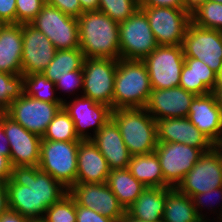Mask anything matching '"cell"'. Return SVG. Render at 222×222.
I'll return each mask as SVG.
<instances>
[{
    "label": "cell",
    "mask_w": 222,
    "mask_h": 222,
    "mask_svg": "<svg viewBox=\"0 0 222 222\" xmlns=\"http://www.w3.org/2000/svg\"><path fill=\"white\" fill-rule=\"evenodd\" d=\"M155 153L160 162L164 181L176 188L195 166L203 152L183 143L158 142Z\"/></svg>",
    "instance_id": "cell-13"
},
{
    "label": "cell",
    "mask_w": 222,
    "mask_h": 222,
    "mask_svg": "<svg viewBox=\"0 0 222 222\" xmlns=\"http://www.w3.org/2000/svg\"><path fill=\"white\" fill-rule=\"evenodd\" d=\"M46 3L71 17L78 18L83 13L79 0H46Z\"/></svg>",
    "instance_id": "cell-40"
},
{
    "label": "cell",
    "mask_w": 222,
    "mask_h": 222,
    "mask_svg": "<svg viewBox=\"0 0 222 222\" xmlns=\"http://www.w3.org/2000/svg\"><path fill=\"white\" fill-rule=\"evenodd\" d=\"M22 24H4L0 29V71L22 74Z\"/></svg>",
    "instance_id": "cell-24"
},
{
    "label": "cell",
    "mask_w": 222,
    "mask_h": 222,
    "mask_svg": "<svg viewBox=\"0 0 222 222\" xmlns=\"http://www.w3.org/2000/svg\"><path fill=\"white\" fill-rule=\"evenodd\" d=\"M118 60L84 58L82 96L108 105L113 110V93Z\"/></svg>",
    "instance_id": "cell-9"
},
{
    "label": "cell",
    "mask_w": 222,
    "mask_h": 222,
    "mask_svg": "<svg viewBox=\"0 0 222 222\" xmlns=\"http://www.w3.org/2000/svg\"><path fill=\"white\" fill-rule=\"evenodd\" d=\"M207 0H184L183 11L192 19Z\"/></svg>",
    "instance_id": "cell-45"
},
{
    "label": "cell",
    "mask_w": 222,
    "mask_h": 222,
    "mask_svg": "<svg viewBox=\"0 0 222 222\" xmlns=\"http://www.w3.org/2000/svg\"><path fill=\"white\" fill-rule=\"evenodd\" d=\"M24 94L49 103H63L66 99L56 96V85L42 73L23 75Z\"/></svg>",
    "instance_id": "cell-31"
},
{
    "label": "cell",
    "mask_w": 222,
    "mask_h": 222,
    "mask_svg": "<svg viewBox=\"0 0 222 222\" xmlns=\"http://www.w3.org/2000/svg\"><path fill=\"white\" fill-rule=\"evenodd\" d=\"M42 140L80 141L75 131V125L69 113L62 107L49 123Z\"/></svg>",
    "instance_id": "cell-32"
},
{
    "label": "cell",
    "mask_w": 222,
    "mask_h": 222,
    "mask_svg": "<svg viewBox=\"0 0 222 222\" xmlns=\"http://www.w3.org/2000/svg\"><path fill=\"white\" fill-rule=\"evenodd\" d=\"M191 22L202 28L222 31V3L207 0Z\"/></svg>",
    "instance_id": "cell-35"
},
{
    "label": "cell",
    "mask_w": 222,
    "mask_h": 222,
    "mask_svg": "<svg viewBox=\"0 0 222 222\" xmlns=\"http://www.w3.org/2000/svg\"><path fill=\"white\" fill-rule=\"evenodd\" d=\"M151 91L148 70L142 60L118 59L113 110L145 108Z\"/></svg>",
    "instance_id": "cell-3"
},
{
    "label": "cell",
    "mask_w": 222,
    "mask_h": 222,
    "mask_svg": "<svg viewBox=\"0 0 222 222\" xmlns=\"http://www.w3.org/2000/svg\"><path fill=\"white\" fill-rule=\"evenodd\" d=\"M56 89L61 90L62 92H66L71 94H76L80 90V93H82L81 90H83V70H75L68 72V75H65L62 78H59V80L55 83ZM78 90V91H77Z\"/></svg>",
    "instance_id": "cell-39"
},
{
    "label": "cell",
    "mask_w": 222,
    "mask_h": 222,
    "mask_svg": "<svg viewBox=\"0 0 222 222\" xmlns=\"http://www.w3.org/2000/svg\"><path fill=\"white\" fill-rule=\"evenodd\" d=\"M193 199V202H194V207H195V211L198 215V217L203 221V222H206L209 220L210 216L208 217L207 215H204L202 213L203 211V207L204 209H206L205 207L208 208V211L209 209H213L211 210L210 209V213H212V211H214L213 213L215 212H218V214L216 213L217 215V219H222V202H219L220 199L222 201V187H218V188H214V189H211L210 191H207L205 193H201V194H197V195H194L192 197ZM218 200V201H217ZM216 201V202H214ZM209 202V203H208ZM212 203H215L216 205L214 206H217V204H219V206L217 207V209L219 210H216V207L213 206ZM208 204V205H207ZM211 204V205H210ZM210 205V206H209ZM209 206V207H208ZM214 207V208H213ZM220 207V208H219ZM216 210V211H215ZM207 217V218H206Z\"/></svg>",
    "instance_id": "cell-37"
},
{
    "label": "cell",
    "mask_w": 222,
    "mask_h": 222,
    "mask_svg": "<svg viewBox=\"0 0 222 222\" xmlns=\"http://www.w3.org/2000/svg\"><path fill=\"white\" fill-rule=\"evenodd\" d=\"M119 222H150V221H144V220H140V219H137L135 217H132L126 211L125 214L123 215V217L119 220ZM151 222H155V221H151Z\"/></svg>",
    "instance_id": "cell-51"
},
{
    "label": "cell",
    "mask_w": 222,
    "mask_h": 222,
    "mask_svg": "<svg viewBox=\"0 0 222 222\" xmlns=\"http://www.w3.org/2000/svg\"><path fill=\"white\" fill-rule=\"evenodd\" d=\"M100 0H79L81 5V10L83 12L87 11H98Z\"/></svg>",
    "instance_id": "cell-49"
},
{
    "label": "cell",
    "mask_w": 222,
    "mask_h": 222,
    "mask_svg": "<svg viewBox=\"0 0 222 222\" xmlns=\"http://www.w3.org/2000/svg\"><path fill=\"white\" fill-rule=\"evenodd\" d=\"M213 219H214V220H213ZM213 219H212V222H213V221H216V222H220V221H221V222H222V219H218L219 221H217V219H216V218H213ZM215 219H216V220H215ZM210 220H211V219H209V220H208V221H206V222H211Z\"/></svg>",
    "instance_id": "cell-54"
},
{
    "label": "cell",
    "mask_w": 222,
    "mask_h": 222,
    "mask_svg": "<svg viewBox=\"0 0 222 222\" xmlns=\"http://www.w3.org/2000/svg\"><path fill=\"white\" fill-rule=\"evenodd\" d=\"M217 83L218 75L207 64L196 58L185 57L180 87L195 95H206L216 88Z\"/></svg>",
    "instance_id": "cell-25"
},
{
    "label": "cell",
    "mask_w": 222,
    "mask_h": 222,
    "mask_svg": "<svg viewBox=\"0 0 222 222\" xmlns=\"http://www.w3.org/2000/svg\"><path fill=\"white\" fill-rule=\"evenodd\" d=\"M76 217L77 222H115L113 219L78 204H76Z\"/></svg>",
    "instance_id": "cell-41"
},
{
    "label": "cell",
    "mask_w": 222,
    "mask_h": 222,
    "mask_svg": "<svg viewBox=\"0 0 222 222\" xmlns=\"http://www.w3.org/2000/svg\"><path fill=\"white\" fill-rule=\"evenodd\" d=\"M195 96L180 86L152 89L145 109L155 120L188 117Z\"/></svg>",
    "instance_id": "cell-19"
},
{
    "label": "cell",
    "mask_w": 222,
    "mask_h": 222,
    "mask_svg": "<svg viewBox=\"0 0 222 222\" xmlns=\"http://www.w3.org/2000/svg\"><path fill=\"white\" fill-rule=\"evenodd\" d=\"M212 93L215 96L216 102L218 107L221 109L222 111V87H216Z\"/></svg>",
    "instance_id": "cell-50"
},
{
    "label": "cell",
    "mask_w": 222,
    "mask_h": 222,
    "mask_svg": "<svg viewBox=\"0 0 222 222\" xmlns=\"http://www.w3.org/2000/svg\"><path fill=\"white\" fill-rule=\"evenodd\" d=\"M185 57L207 64L217 75L222 70V31L202 28L190 22L182 43Z\"/></svg>",
    "instance_id": "cell-11"
},
{
    "label": "cell",
    "mask_w": 222,
    "mask_h": 222,
    "mask_svg": "<svg viewBox=\"0 0 222 222\" xmlns=\"http://www.w3.org/2000/svg\"><path fill=\"white\" fill-rule=\"evenodd\" d=\"M162 222H203L197 215L193 199L173 188L167 195Z\"/></svg>",
    "instance_id": "cell-29"
},
{
    "label": "cell",
    "mask_w": 222,
    "mask_h": 222,
    "mask_svg": "<svg viewBox=\"0 0 222 222\" xmlns=\"http://www.w3.org/2000/svg\"><path fill=\"white\" fill-rule=\"evenodd\" d=\"M106 183L125 211L146 188L131 174L128 168L110 170Z\"/></svg>",
    "instance_id": "cell-27"
},
{
    "label": "cell",
    "mask_w": 222,
    "mask_h": 222,
    "mask_svg": "<svg viewBox=\"0 0 222 222\" xmlns=\"http://www.w3.org/2000/svg\"><path fill=\"white\" fill-rule=\"evenodd\" d=\"M62 107L63 103L44 102L23 93L13 100L5 113L27 131L43 137L49 123Z\"/></svg>",
    "instance_id": "cell-12"
},
{
    "label": "cell",
    "mask_w": 222,
    "mask_h": 222,
    "mask_svg": "<svg viewBox=\"0 0 222 222\" xmlns=\"http://www.w3.org/2000/svg\"><path fill=\"white\" fill-rule=\"evenodd\" d=\"M112 169L128 168L131 155L116 122L110 118L91 138Z\"/></svg>",
    "instance_id": "cell-22"
},
{
    "label": "cell",
    "mask_w": 222,
    "mask_h": 222,
    "mask_svg": "<svg viewBox=\"0 0 222 222\" xmlns=\"http://www.w3.org/2000/svg\"><path fill=\"white\" fill-rule=\"evenodd\" d=\"M172 189V187H146L126 211L140 220L162 222L166 195Z\"/></svg>",
    "instance_id": "cell-26"
},
{
    "label": "cell",
    "mask_w": 222,
    "mask_h": 222,
    "mask_svg": "<svg viewBox=\"0 0 222 222\" xmlns=\"http://www.w3.org/2000/svg\"><path fill=\"white\" fill-rule=\"evenodd\" d=\"M24 93L23 75H13L0 71V111L5 112Z\"/></svg>",
    "instance_id": "cell-33"
},
{
    "label": "cell",
    "mask_w": 222,
    "mask_h": 222,
    "mask_svg": "<svg viewBox=\"0 0 222 222\" xmlns=\"http://www.w3.org/2000/svg\"><path fill=\"white\" fill-rule=\"evenodd\" d=\"M188 119L215 145L222 143V111L212 92L194 97Z\"/></svg>",
    "instance_id": "cell-21"
},
{
    "label": "cell",
    "mask_w": 222,
    "mask_h": 222,
    "mask_svg": "<svg viewBox=\"0 0 222 222\" xmlns=\"http://www.w3.org/2000/svg\"><path fill=\"white\" fill-rule=\"evenodd\" d=\"M0 154L10 158V148L8 144V139L1 124V113H0Z\"/></svg>",
    "instance_id": "cell-47"
},
{
    "label": "cell",
    "mask_w": 222,
    "mask_h": 222,
    "mask_svg": "<svg viewBox=\"0 0 222 222\" xmlns=\"http://www.w3.org/2000/svg\"><path fill=\"white\" fill-rule=\"evenodd\" d=\"M222 187V150L215 145L201 155L195 166L184 176L176 189L191 198Z\"/></svg>",
    "instance_id": "cell-10"
},
{
    "label": "cell",
    "mask_w": 222,
    "mask_h": 222,
    "mask_svg": "<svg viewBox=\"0 0 222 222\" xmlns=\"http://www.w3.org/2000/svg\"><path fill=\"white\" fill-rule=\"evenodd\" d=\"M111 118L119 127L131 156L155 152L158 144L156 120L145 108L114 109Z\"/></svg>",
    "instance_id": "cell-4"
},
{
    "label": "cell",
    "mask_w": 222,
    "mask_h": 222,
    "mask_svg": "<svg viewBox=\"0 0 222 222\" xmlns=\"http://www.w3.org/2000/svg\"><path fill=\"white\" fill-rule=\"evenodd\" d=\"M208 1H213V2L222 3V0H208Z\"/></svg>",
    "instance_id": "cell-55"
},
{
    "label": "cell",
    "mask_w": 222,
    "mask_h": 222,
    "mask_svg": "<svg viewBox=\"0 0 222 222\" xmlns=\"http://www.w3.org/2000/svg\"><path fill=\"white\" fill-rule=\"evenodd\" d=\"M128 169L146 187H170L165 181L155 152L131 156Z\"/></svg>",
    "instance_id": "cell-28"
},
{
    "label": "cell",
    "mask_w": 222,
    "mask_h": 222,
    "mask_svg": "<svg viewBox=\"0 0 222 222\" xmlns=\"http://www.w3.org/2000/svg\"><path fill=\"white\" fill-rule=\"evenodd\" d=\"M0 21L16 24V0H0Z\"/></svg>",
    "instance_id": "cell-42"
},
{
    "label": "cell",
    "mask_w": 222,
    "mask_h": 222,
    "mask_svg": "<svg viewBox=\"0 0 222 222\" xmlns=\"http://www.w3.org/2000/svg\"><path fill=\"white\" fill-rule=\"evenodd\" d=\"M45 4L46 0H16V24H30Z\"/></svg>",
    "instance_id": "cell-38"
},
{
    "label": "cell",
    "mask_w": 222,
    "mask_h": 222,
    "mask_svg": "<svg viewBox=\"0 0 222 222\" xmlns=\"http://www.w3.org/2000/svg\"><path fill=\"white\" fill-rule=\"evenodd\" d=\"M9 209L28 219H40L47 208L68 193L59 181L38 166L12 167L6 182Z\"/></svg>",
    "instance_id": "cell-1"
},
{
    "label": "cell",
    "mask_w": 222,
    "mask_h": 222,
    "mask_svg": "<svg viewBox=\"0 0 222 222\" xmlns=\"http://www.w3.org/2000/svg\"><path fill=\"white\" fill-rule=\"evenodd\" d=\"M216 87H222V70L221 73L218 75V83Z\"/></svg>",
    "instance_id": "cell-52"
},
{
    "label": "cell",
    "mask_w": 222,
    "mask_h": 222,
    "mask_svg": "<svg viewBox=\"0 0 222 222\" xmlns=\"http://www.w3.org/2000/svg\"><path fill=\"white\" fill-rule=\"evenodd\" d=\"M27 222H45L42 218L40 219H28Z\"/></svg>",
    "instance_id": "cell-53"
},
{
    "label": "cell",
    "mask_w": 222,
    "mask_h": 222,
    "mask_svg": "<svg viewBox=\"0 0 222 222\" xmlns=\"http://www.w3.org/2000/svg\"><path fill=\"white\" fill-rule=\"evenodd\" d=\"M12 167L10 158L0 154V183H6L11 178Z\"/></svg>",
    "instance_id": "cell-44"
},
{
    "label": "cell",
    "mask_w": 222,
    "mask_h": 222,
    "mask_svg": "<svg viewBox=\"0 0 222 222\" xmlns=\"http://www.w3.org/2000/svg\"><path fill=\"white\" fill-rule=\"evenodd\" d=\"M74 98L69 102L65 100L63 107L73 120L78 137L81 140L91 139L111 118L112 108L82 96V94L75 95ZM89 130H92L93 133L88 132Z\"/></svg>",
    "instance_id": "cell-16"
},
{
    "label": "cell",
    "mask_w": 222,
    "mask_h": 222,
    "mask_svg": "<svg viewBox=\"0 0 222 222\" xmlns=\"http://www.w3.org/2000/svg\"><path fill=\"white\" fill-rule=\"evenodd\" d=\"M42 219L45 222H77L74 199L67 193L58 202L47 208Z\"/></svg>",
    "instance_id": "cell-36"
},
{
    "label": "cell",
    "mask_w": 222,
    "mask_h": 222,
    "mask_svg": "<svg viewBox=\"0 0 222 222\" xmlns=\"http://www.w3.org/2000/svg\"><path fill=\"white\" fill-rule=\"evenodd\" d=\"M27 220L28 218L10 209L0 217V222H27Z\"/></svg>",
    "instance_id": "cell-46"
},
{
    "label": "cell",
    "mask_w": 222,
    "mask_h": 222,
    "mask_svg": "<svg viewBox=\"0 0 222 222\" xmlns=\"http://www.w3.org/2000/svg\"><path fill=\"white\" fill-rule=\"evenodd\" d=\"M139 8V0H100L98 10L121 23Z\"/></svg>",
    "instance_id": "cell-34"
},
{
    "label": "cell",
    "mask_w": 222,
    "mask_h": 222,
    "mask_svg": "<svg viewBox=\"0 0 222 222\" xmlns=\"http://www.w3.org/2000/svg\"><path fill=\"white\" fill-rule=\"evenodd\" d=\"M68 194L76 204L92 209L115 222H119L126 212L107 183H76L68 189Z\"/></svg>",
    "instance_id": "cell-17"
},
{
    "label": "cell",
    "mask_w": 222,
    "mask_h": 222,
    "mask_svg": "<svg viewBox=\"0 0 222 222\" xmlns=\"http://www.w3.org/2000/svg\"><path fill=\"white\" fill-rule=\"evenodd\" d=\"M3 25L4 23L0 21V29L2 28Z\"/></svg>",
    "instance_id": "cell-56"
},
{
    "label": "cell",
    "mask_w": 222,
    "mask_h": 222,
    "mask_svg": "<svg viewBox=\"0 0 222 222\" xmlns=\"http://www.w3.org/2000/svg\"><path fill=\"white\" fill-rule=\"evenodd\" d=\"M79 142L42 140L38 168L69 189L76 184Z\"/></svg>",
    "instance_id": "cell-5"
},
{
    "label": "cell",
    "mask_w": 222,
    "mask_h": 222,
    "mask_svg": "<svg viewBox=\"0 0 222 222\" xmlns=\"http://www.w3.org/2000/svg\"><path fill=\"white\" fill-rule=\"evenodd\" d=\"M9 209L6 183H0V217Z\"/></svg>",
    "instance_id": "cell-48"
},
{
    "label": "cell",
    "mask_w": 222,
    "mask_h": 222,
    "mask_svg": "<svg viewBox=\"0 0 222 222\" xmlns=\"http://www.w3.org/2000/svg\"><path fill=\"white\" fill-rule=\"evenodd\" d=\"M120 58L143 60L158 43L145 12L139 7L128 19L119 23Z\"/></svg>",
    "instance_id": "cell-6"
},
{
    "label": "cell",
    "mask_w": 222,
    "mask_h": 222,
    "mask_svg": "<svg viewBox=\"0 0 222 222\" xmlns=\"http://www.w3.org/2000/svg\"><path fill=\"white\" fill-rule=\"evenodd\" d=\"M22 75L42 73L56 54L49 38L31 24H22Z\"/></svg>",
    "instance_id": "cell-18"
},
{
    "label": "cell",
    "mask_w": 222,
    "mask_h": 222,
    "mask_svg": "<svg viewBox=\"0 0 222 222\" xmlns=\"http://www.w3.org/2000/svg\"><path fill=\"white\" fill-rule=\"evenodd\" d=\"M184 60L182 45H158L142 60L152 89L178 87Z\"/></svg>",
    "instance_id": "cell-7"
},
{
    "label": "cell",
    "mask_w": 222,
    "mask_h": 222,
    "mask_svg": "<svg viewBox=\"0 0 222 222\" xmlns=\"http://www.w3.org/2000/svg\"><path fill=\"white\" fill-rule=\"evenodd\" d=\"M1 124L8 139L12 166H38L42 137L27 131L5 112H1Z\"/></svg>",
    "instance_id": "cell-15"
},
{
    "label": "cell",
    "mask_w": 222,
    "mask_h": 222,
    "mask_svg": "<svg viewBox=\"0 0 222 222\" xmlns=\"http://www.w3.org/2000/svg\"><path fill=\"white\" fill-rule=\"evenodd\" d=\"M109 173L106 159L91 139L80 140L76 183H106Z\"/></svg>",
    "instance_id": "cell-23"
},
{
    "label": "cell",
    "mask_w": 222,
    "mask_h": 222,
    "mask_svg": "<svg viewBox=\"0 0 222 222\" xmlns=\"http://www.w3.org/2000/svg\"><path fill=\"white\" fill-rule=\"evenodd\" d=\"M158 142L183 143L196 147L203 153L210 151L215 144L194 126L188 117L156 120Z\"/></svg>",
    "instance_id": "cell-20"
},
{
    "label": "cell",
    "mask_w": 222,
    "mask_h": 222,
    "mask_svg": "<svg viewBox=\"0 0 222 222\" xmlns=\"http://www.w3.org/2000/svg\"><path fill=\"white\" fill-rule=\"evenodd\" d=\"M84 55L80 48L57 50L50 64L42 74L56 83L59 78L68 75V72L83 70Z\"/></svg>",
    "instance_id": "cell-30"
},
{
    "label": "cell",
    "mask_w": 222,
    "mask_h": 222,
    "mask_svg": "<svg viewBox=\"0 0 222 222\" xmlns=\"http://www.w3.org/2000/svg\"><path fill=\"white\" fill-rule=\"evenodd\" d=\"M184 0H139V7H169L182 9Z\"/></svg>",
    "instance_id": "cell-43"
},
{
    "label": "cell",
    "mask_w": 222,
    "mask_h": 222,
    "mask_svg": "<svg viewBox=\"0 0 222 222\" xmlns=\"http://www.w3.org/2000/svg\"><path fill=\"white\" fill-rule=\"evenodd\" d=\"M146 14L158 45H182L191 18L183 9L140 7Z\"/></svg>",
    "instance_id": "cell-14"
},
{
    "label": "cell",
    "mask_w": 222,
    "mask_h": 222,
    "mask_svg": "<svg viewBox=\"0 0 222 222\" xmlns=\"http://www.w3.org/2000/svg\"><path fill=\"white\" fill-rule=\"evenodd\" d=\"M79 45L84 58L120 59L119 23L101 11L78 17Z\"/></svg>",
    "instance_id": "cell-2"
},
{
    "label": "cell",
    "mask_w": 222,
    "mask_h": 222,
    "mask_svg": "<svg viewBox=\"0 0 222 222\" xmlns=\"http://www.w3.org/2000/svg\"><path fill=\"white\" fill-rule=\"evenodd\" d=\"M30 24L45 34L57 50L80 48L78 18L56 7L46 3Z\"/></svg>",
    "instance_id": "cell-8"
}]
</instances>
